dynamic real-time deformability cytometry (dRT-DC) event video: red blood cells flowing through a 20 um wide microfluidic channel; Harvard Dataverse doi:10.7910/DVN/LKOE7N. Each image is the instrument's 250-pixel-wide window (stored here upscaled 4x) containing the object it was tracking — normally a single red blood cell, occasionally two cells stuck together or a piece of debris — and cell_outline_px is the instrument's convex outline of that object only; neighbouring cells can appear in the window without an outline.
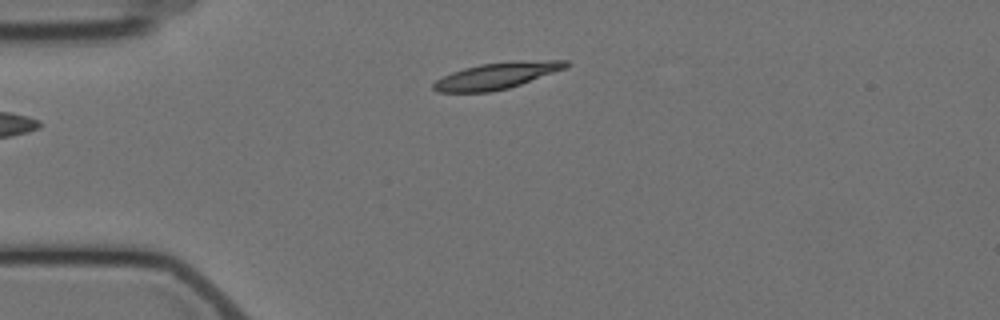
{"species": "Egyptian fruit bat (a non-hibernating species)", "species_latin": "Rousettus aegyptiacus", "temperature_condition": "cold", "stored_images_in_passage": 8, "camera_frame_rate_fps": 3000, "um_per_image_px": 0.085, "animal": {"sex": "female"}, "frame": {"image": 1, "passage_image": 1, "time_ms": 0.0, "image_size_px": [1000, 320], "cell_outline_px": [[572, 64], [568, 68], [508, 88], [488, 92], [436, 92], [432, 88], [432, 84], [436, 80], [452, 72], [464, 68], [480, 64], [548, 60], [568, 60]], "centroid_in_image_um": [42.24, 6.45], "position_along_channel_um": 42.8, "area_um2": 20.11}}
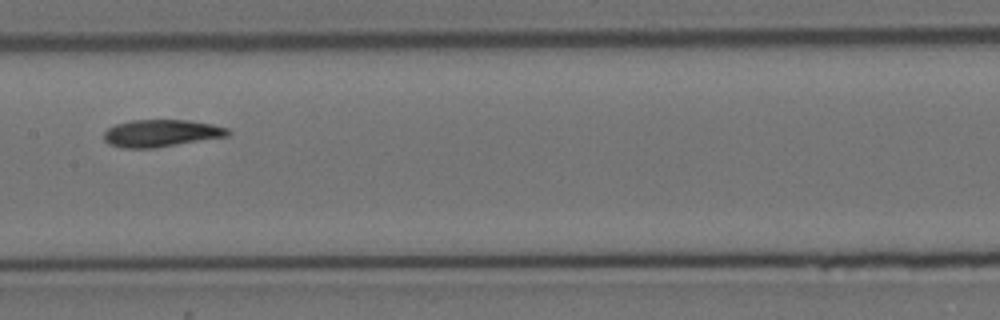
{"frame": {"image": 2, "passage_image": 5, "time_ms": 5.0, "image_size_px": [1000, 320], "cell_outline_px": [[232, 132], [228, 136], [156, 148], [120, 148], [108, 144], [104, 140], [104, 132], [108, 128], [116, 124], [132, 120], [188, 120], [212, 124], [228, 128]], "centroid_in_image_um": [13.7, 11.33], "position_along_channel_um": 193.7, "area_um2": 19.83}}
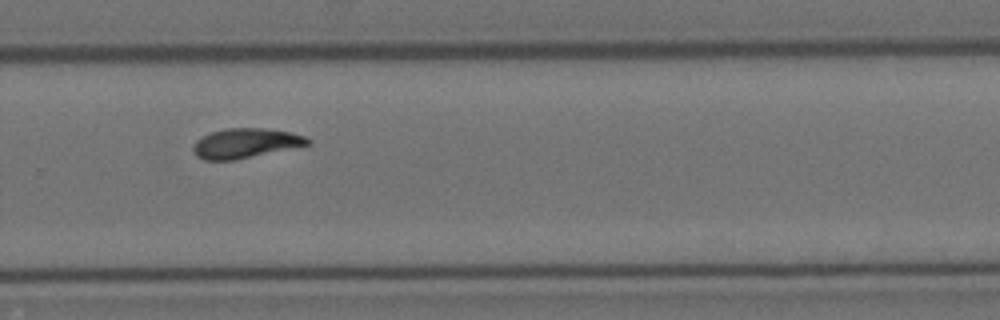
{"frame": {"image": 3, "passage_image": 8, "time_ms": 8.333, "image_size_px": [1000, 320], "cell_outline_px": [[312, 144], [236, 160], [204, 160], [196, 156], [192, 148], [196, 140], [212, 132], [228, 128], [260, 128], [292, 132], [304, 136], [312, 140]], "centroid_in_image_um": [20.89, 12.18], "position_along_channel_um": 308.9, "area_um2": 19.83}}